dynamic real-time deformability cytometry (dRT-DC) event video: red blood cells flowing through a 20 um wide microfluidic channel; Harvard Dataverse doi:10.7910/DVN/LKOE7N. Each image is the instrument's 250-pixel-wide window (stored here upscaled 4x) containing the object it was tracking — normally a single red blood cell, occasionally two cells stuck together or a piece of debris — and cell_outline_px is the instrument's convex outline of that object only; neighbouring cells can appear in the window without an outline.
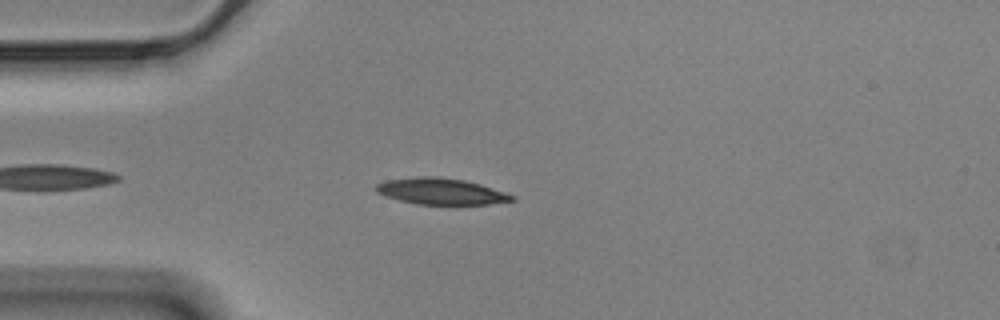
{"species": "Egyptian fruit bat (a non-hibernating species)", "species_latin": "Rousettus aegyptiacus", "temperature_condition": "cold", "stored_images_in_passage": 32, "camera_frame_rate_fps": 3000, "um_per_image_px": 0.085, "animal": {"sex": "male"}, "frame": {"image": 1, "passage_image": 6, "time_ms": 1.667, "image_size_px": [1000, 320], "cell_outline_px": [[516, 200], [488, 204], [416, 204], [384, 196], [376, 192], [372, 188], [376, 184], [384, 180], [416, 176], [440, 176], [464, 180], [480, 184], [516, 196]], "centroid_in_image_um": [37.42, 16.25], "position_along_channel_um": 47.6, "area_um2": 21.04}}
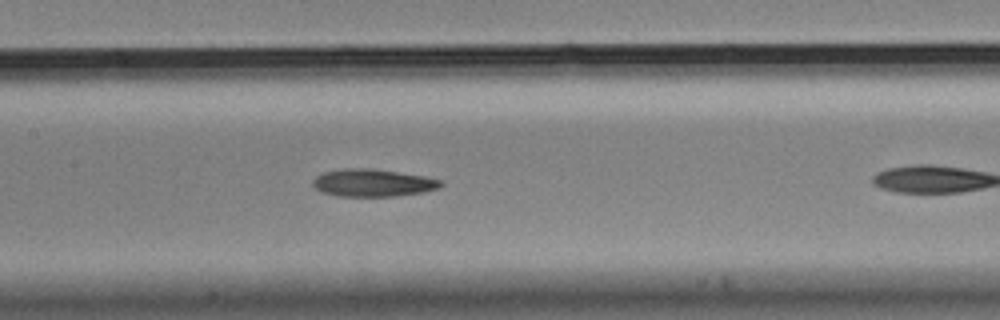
{"frame": {"image": 2, "passage_image": 14, "time_ms": 4.333, "image_size_px": [1000, 320], "cell_outline_px": [[444, 184], [440, 188], [424, 192], [396, 196], [336, 196], [320, 192], [312, 184], [312, 180], [316, 176], [324, 172], [344, 168], [372, 168], [424, 176], [444, 180]], "centroid_in_image_um": [31.71, 15.54], "position_along_channel_um": 175.7, "area_um2": 20.75}}
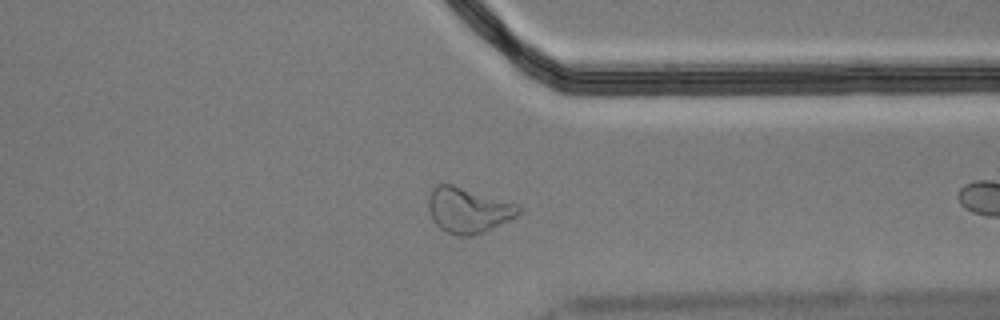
{"frame": {"image": 3, "passage_image": 31, "time_ms": 10.0, "image_size_px": [1000, 320], "cell_outline_px": [[520, 212], [516, 216], [484, 232], [472, 236], [460, 236], [448, 232], [440, 228], [432, 220], [428, 208], [428, 200], [432, 188], [436, 184], [452, 184], [516, 204], [520, 208]], "centroid_in_image_um": [39.75, 17.86], "position_along_channel_um": 371.7, "area_um2": 23.52}}